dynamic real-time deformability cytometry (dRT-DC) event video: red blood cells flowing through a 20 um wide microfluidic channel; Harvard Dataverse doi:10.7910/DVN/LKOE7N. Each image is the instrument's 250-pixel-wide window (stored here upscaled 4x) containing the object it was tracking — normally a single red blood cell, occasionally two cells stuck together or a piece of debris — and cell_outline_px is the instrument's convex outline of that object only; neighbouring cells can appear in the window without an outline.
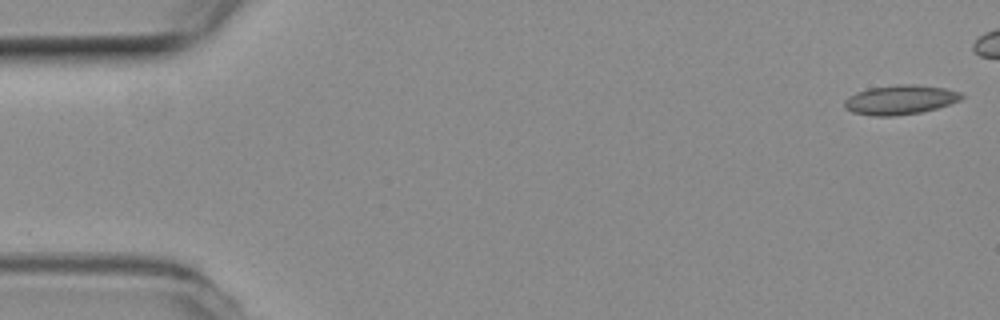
{"species": "common noctule bat (a hibernating species)", "species_latin": "Nyctalus noctula", "temperature_condition": "room temperature", "stored_images_in_passage": 11, "camera_frame_rate_fps": 3000, "um_per_image_px": 0.085, "animal": {"sex": "female", "body_mass_g": 19.3, "forearm_length_mm": 54.1}, "frame": {"image": 1, "passage_image": 1, "time_ms": 0.0, "image_size_px": [1000, 320], "cell_outline_px": [[964, 96], [960, 100], [936, 108], [920, 112], [892, 116], [872, 116], [852, 112], [844, 108], [844, 100], [848, 96], [856, 92], [868, 88], [900, 84], [916, 84], [944, 88], [960, 92]], "centroid_in_image_um": [76.47, 8.47], "position_along_channel_um": 8.5, "area_um2": 20.06}}